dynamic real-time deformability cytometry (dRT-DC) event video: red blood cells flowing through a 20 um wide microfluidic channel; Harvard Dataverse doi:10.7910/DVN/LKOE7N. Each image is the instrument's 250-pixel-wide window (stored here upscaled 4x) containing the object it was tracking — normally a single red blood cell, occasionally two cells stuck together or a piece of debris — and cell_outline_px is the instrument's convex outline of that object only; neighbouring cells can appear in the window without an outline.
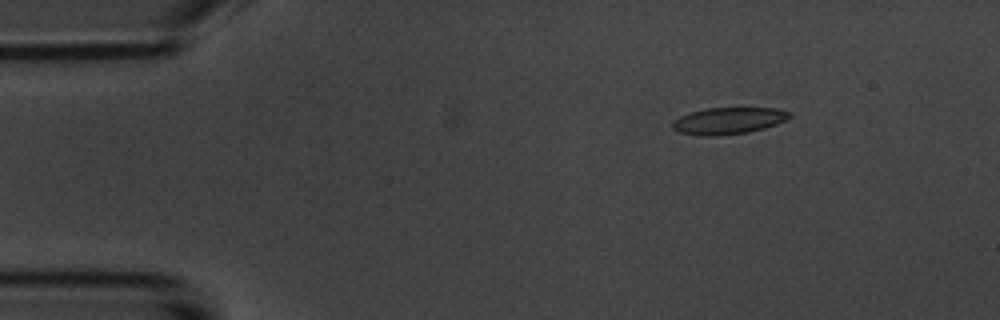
{"species": "common noctule bat (a hibernating species)", "species_latin": "Nyctalus noctula", "temperature_condition": "room temperature", "stored_images_in_passage": 5, "camera_frame_rate_fps": 3000, "um_per_image_px": 0.085, "animal": {"sex": "male", "body_mass_g": 20.1, "forearm_length_mm": 53.5}, "frame": {"image": 1, "passage_image": 3, "time_ms": 2.333, "image_size_px": [1000, 320], "cell_outline_px": [[792, 116], [788, 120], [764, 128], [748, 132], [716, 136], [700, 136], [680, 132], [672, 128], [672, 120], [680, 116], [704, 108], [776, 108], [792, 112]], "centroid_in_image_um": [61.94, 10.26], "position_along_channel_um": 23.1, "area_um2": 18.38}}